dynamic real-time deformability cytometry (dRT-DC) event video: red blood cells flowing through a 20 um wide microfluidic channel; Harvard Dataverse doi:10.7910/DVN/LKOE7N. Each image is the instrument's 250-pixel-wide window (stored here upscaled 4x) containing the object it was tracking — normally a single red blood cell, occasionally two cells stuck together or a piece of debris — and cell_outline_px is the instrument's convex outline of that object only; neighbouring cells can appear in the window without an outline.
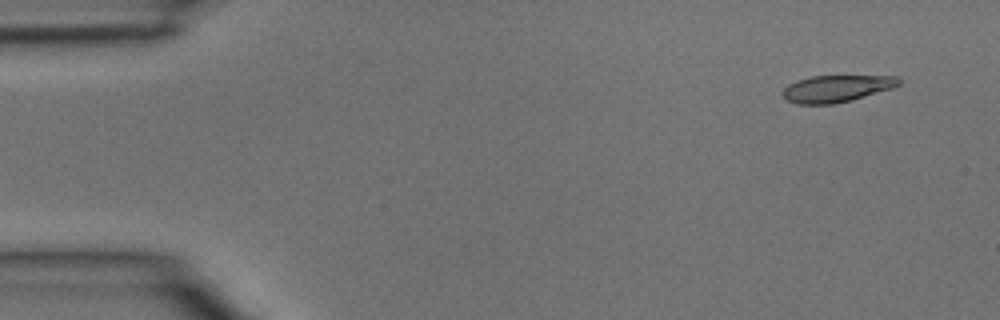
{"species": "common noctule bat (a hibernating species)", "species_latin": "Nyctalus noctula", "temperature_condition": "room temperature", "stored_images_in_passage": 3, "camera_frame_rate_fps": 3000, "um_per_image_px": 0.085, "animal": {"sex": "male", "body_mass_g": 15.6}, "frame": {"image": 1, "passage_image": 1, "time_ms": 0.0, "image_size_px": [1000, 320], "cell_outline_px": [[900, 84], [892, 88], [852, 100], [832, 104], [796, 104], [788, 100], [780, 92], [788, 84], [796, 80], [812, 76], [896, 76], [900, 80]], "centroid_in_image_um": [71.07, 7.53], "position_along_channel_um": 13.9, "area_um2": 18.15}}